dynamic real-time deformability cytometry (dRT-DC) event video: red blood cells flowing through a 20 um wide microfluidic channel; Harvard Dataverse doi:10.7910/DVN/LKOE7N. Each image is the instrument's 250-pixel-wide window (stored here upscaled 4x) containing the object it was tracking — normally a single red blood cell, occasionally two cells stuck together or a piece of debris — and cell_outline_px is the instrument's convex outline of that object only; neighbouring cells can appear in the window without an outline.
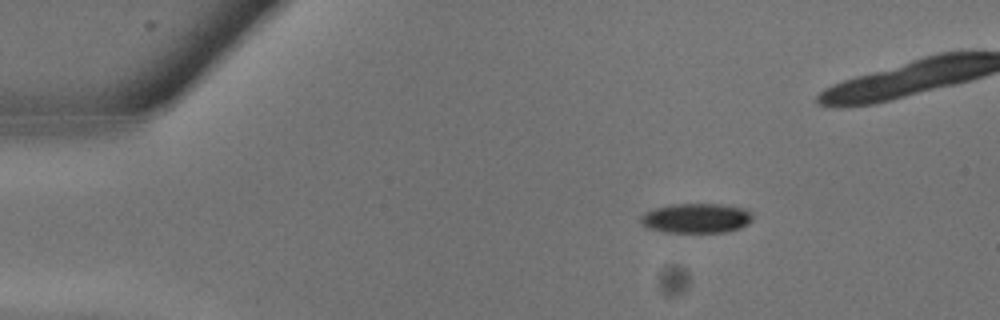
{"species": "common noctule bat (a hibernating species)", "species_latin": "Nyctalus noctula", "temperature_condition": "warm", "stored_images_in_passage": 8, "camera_frame_rate_fps": 3000, "um_per_image_px": 0.085, "animal": {"sex": "male", "body_mass_g": 13.3}, "frame": {"image": 1, "passage_image": 1, "time_ms": 0.0, "image_size_px": [1000, 320], "cell_outline_px": [[752, 220], [748, 224], [740, 228], [728, 232], [664, 232], [648, 228], [640, 220], [640, 216], [644, 212], [656, 208], [672, 204], [720, 204], [744, 208], [752, 216]], "centroid_in_image_um": [59.18, 18.55], "position_along_channel_um": 25.8, "area_um2": 19.31}}
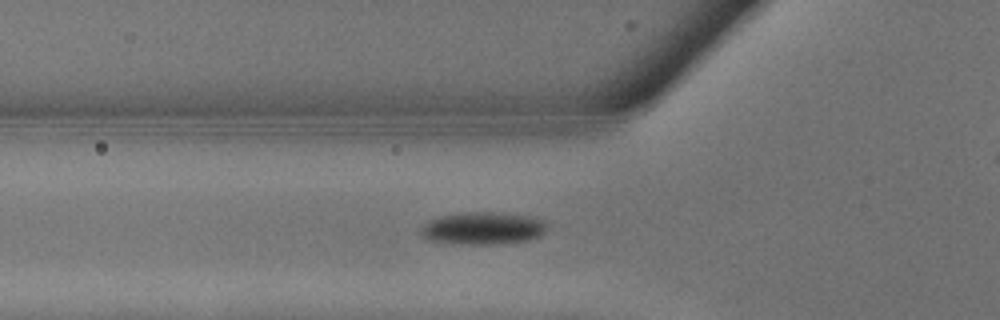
{"frame": {"image": 2, "passage_image": 6, "time_ms": 1.667, "image_size_px": [1000, 320], "cell_outline_px": [[544, 232], [540, 236], [528, 240], [496, 244], [452, 244], [428, 240], [420, 232], [420, 228], [428, 220], [440, 216], [468, 212], [500, 212], [528, 216], [544, 220]], "centroid_in_image_um": [41.0, 19.41], "position_along_channel_um": 84.8, "area_um2": 23.87}}
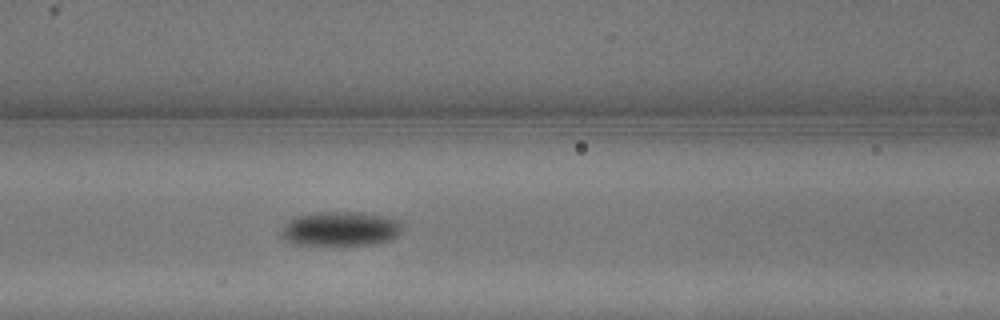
{"frame": {"image": 3, "passage_image": 8, "time_ms": 2.333, "image_size_px": [1000, 320], "cell_outline_px": [[404, 224], [400, 232], [392, 240], [372, 244], [292, 244], [280, 236], [284, 224], [300, 216], [316, 212], [356, 212], [380, 216], [400, 220]], "centroid_in_image_um": [28.97, 19.45], "position_along_channel_um": 137.6, "area_um2": 23.93}}